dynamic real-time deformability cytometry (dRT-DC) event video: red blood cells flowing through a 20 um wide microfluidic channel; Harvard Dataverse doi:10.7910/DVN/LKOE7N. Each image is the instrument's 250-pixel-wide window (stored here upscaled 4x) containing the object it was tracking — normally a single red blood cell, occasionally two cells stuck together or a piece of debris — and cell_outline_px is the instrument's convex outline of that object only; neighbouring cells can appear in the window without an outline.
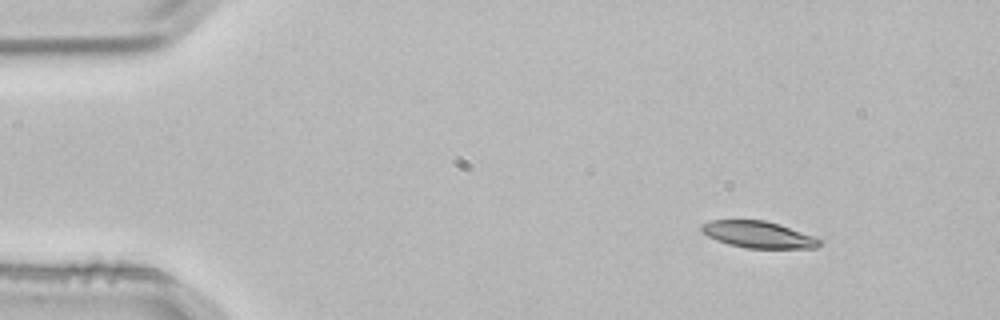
{"species": "common noctule bat (a hibernating species)", "species_latin": "Nyctalus noctula", "temperature_condition": "room temperature", "stored_images_in_passage": 3, "camera_frame_rate_fps": 3000, "um_per_image_px": 0.085, "animal": {"sex": "male", "body_mass_g": 21.5, "forearm_length_mm": 52.0}, "frame": {"image": 1, "passage_image": 1, "time_ms": 0.0, "image_size_px": [1000, 320], "cell_outline_px": [[824, 240], [816, 248], [744, 248], [728, 244], [716, 240], [708, 236], [700, 228], [704, 224], [712, 220], [764, 220], [780, 224]], "centroid_in_image_um": [64.49, 19.94], "position_along_channel_um": 20.5, "area_um2": 18.26}}
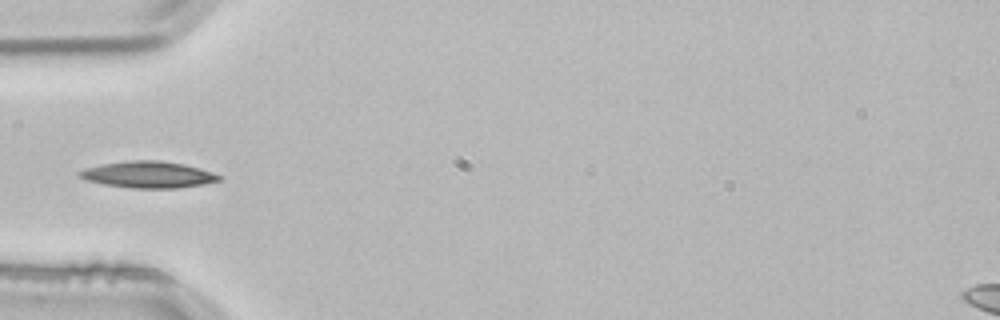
{"frame": {"image": 2, "passage_image": 3, "time_ms": 0.667, "image_size_px": [1000, 320], "cell_outline_px": [[224, 180], [204, 184], [180, 188], [132, 188], [104, 184], [88, 180], [80, 176], [76, 172], [84, 168], [104, 164], [128, 160], [160, 160], [184, 164], [200, 168], [224, 176]], "centroid_in_image_um": [12.67, 14.84], "position_along_channel_um": 72.3, "area_um2": 21.73}}